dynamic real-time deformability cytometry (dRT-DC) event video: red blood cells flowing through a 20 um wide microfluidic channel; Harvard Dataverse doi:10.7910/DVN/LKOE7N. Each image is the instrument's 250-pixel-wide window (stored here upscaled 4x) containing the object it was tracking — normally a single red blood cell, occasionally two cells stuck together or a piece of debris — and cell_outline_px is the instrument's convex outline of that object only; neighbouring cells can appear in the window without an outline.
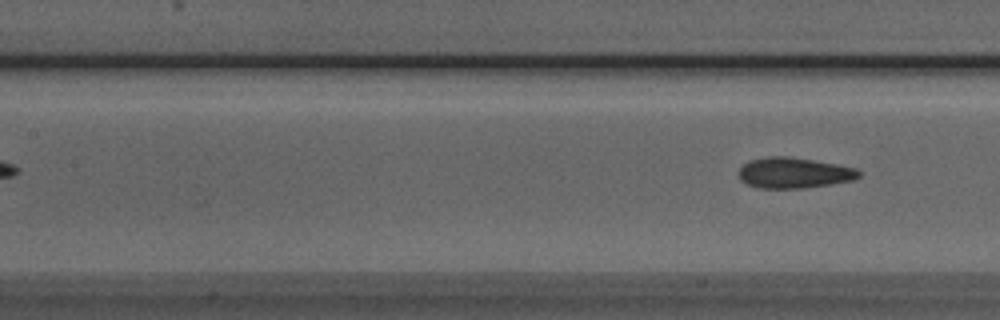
{"species": "Egyptian fruit bat (a non-hibernating species)", "species_latin": "Rousettus aegyptiacus", "temperature_condition": "room temperature", "stored_images_in_passage": 6, "camera_frame_rate_fps": 3000, "um_per_image_px": 0.085, "animal": {"sex": "male"}, "frame": {"image": 1, "passage_image": 6, "time_ms": 5.667, "image_size_px": [1000, 320], "cell_outline_px": [[860, 176], [852, 180], [804, 188], [760, 188], [748, 184], [740, 180], [736, 172], [748, 160], [768, 156], [788, 156], [836, 164], [856, 168], [860, 172]], "centroid_in_image_um": [67.43, 14.68], "position_along_channel_um": 140.0, "area_um2": 21.44}}